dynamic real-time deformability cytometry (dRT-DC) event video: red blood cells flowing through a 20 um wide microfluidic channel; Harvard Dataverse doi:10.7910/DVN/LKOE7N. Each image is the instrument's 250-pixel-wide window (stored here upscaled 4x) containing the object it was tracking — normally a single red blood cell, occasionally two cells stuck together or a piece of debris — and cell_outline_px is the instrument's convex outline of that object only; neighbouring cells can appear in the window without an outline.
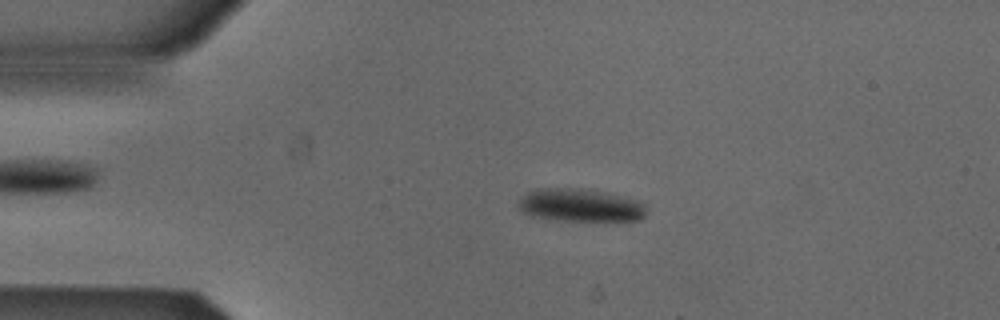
{"species": "Egyptian fruit bat (a non-hibernating species)", "species_latin": "Rousettus aegyptiacus", "temperature_condition": "cold", "stored_images_in_passage": 42, "camera_frame_rate_fps": 3000, "um_per_image_px": 0.085, "animal": {"sex": "male"}, "frame": {"image": 1, "passage_image": 1, "time_ms": 0.0, "image_size_px": [1000, 320], "cell_outline_px": [[644, 216], [640, 220], [556, 220], [532, 216], [520, 212], [516, 208], [516, 200], [520, 196], [536, 188], [588, 188], [636, 200], [644, 204]], "centroid_in_image_um": [49.19, 17.43], "position_along_channel_um": 35.8, "area_um2": 24.74}}
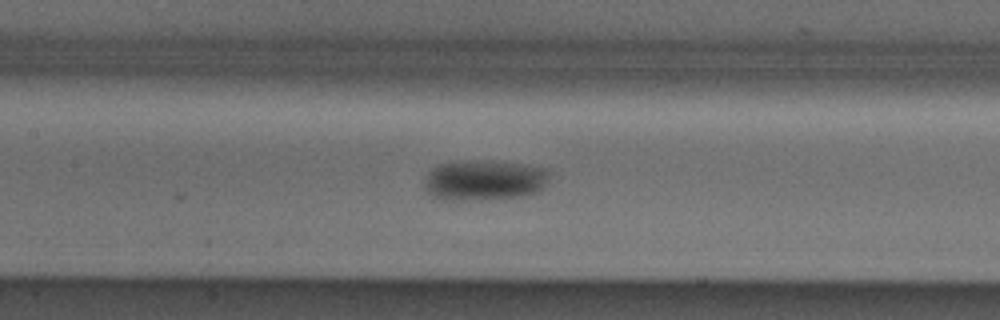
{"frame": {"image": 2, "passage_image": 14, "time_ms": 4.333, "image_size_px": [1000, 320], "cell_outline_px": [[552, 172], [544, 188], [540, 192], [520, 196], [460, 200], [452, 200], [432, 196], [424, 188], [424, 180], [428, 172], [432, 168], [440, 164], [456, 160], [492, 160], [524, 164], [552, 168]], "centroid_in_image_um": [41.22, 15.27], "position_along_channel_um": 166.2, "area_um2": 30.06}}
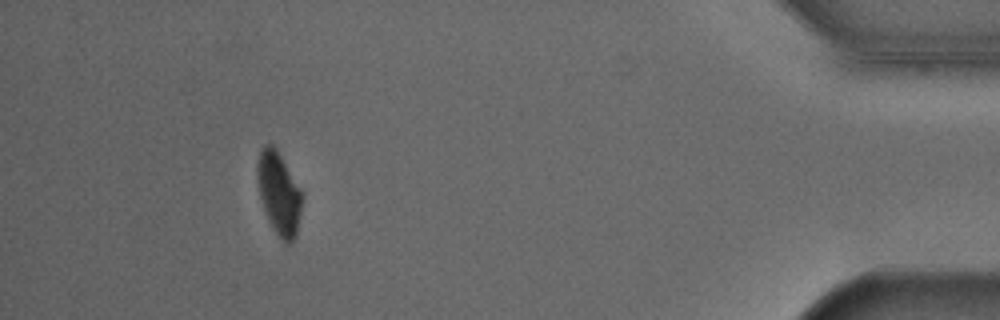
{"frame": {"image": 3, "passage_image": 38, "time_ms": 12.333, "image_size_px": [1000, 320], "cell_outline_px": [[304, 196], [296, 236], [292, 244], [284, 244], [280, 240], [272, 228], [268, 220], [260, 196], [256, 176], [256, 168], [260, 152], [264, 144], [272, 144], [276, 148], [300, 188]], "centroid_in_image_um": [23.72, 16.48], "position_along_channel_um": 411.5, "area_um2": 21.79}, "authors_computed_cell_mechanics": {"area_um2": 25.9522, "velocity_mm_per_s": 3.8655, "shape_relaxation_time_tau1_ms": 5.1452, "shape_relaxation_time_tau2_ms": null, "deformation_change_tau1": 0.0979, "deformation_change_tau2": null}}